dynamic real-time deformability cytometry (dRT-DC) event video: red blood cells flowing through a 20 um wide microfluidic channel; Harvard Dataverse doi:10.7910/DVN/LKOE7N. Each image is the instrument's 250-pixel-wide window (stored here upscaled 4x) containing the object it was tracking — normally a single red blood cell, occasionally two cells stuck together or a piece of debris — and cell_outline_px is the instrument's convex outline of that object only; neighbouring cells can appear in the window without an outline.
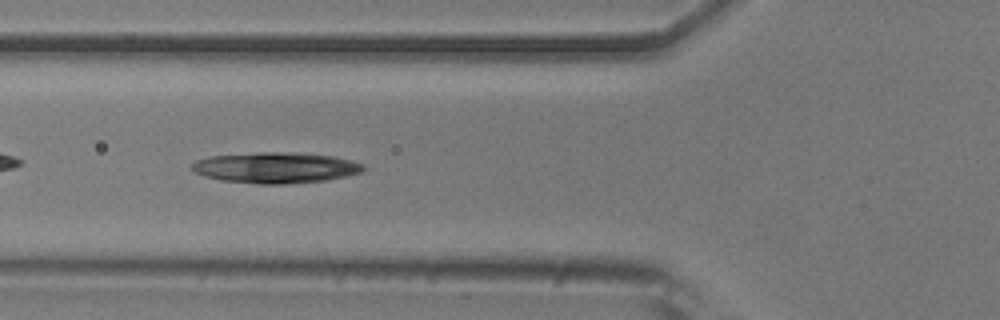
{"species": "common noctule bat (a hibernating species)", "species_latin": "Nyctalus noctula", "temperature_condition": "room temperature", "stored_images_in_passage": 39, "camera_frame_rate_fps": 3000, "um_per_image_px": 0.085, "animal": {"sex": "male", "body_mass_g": 20.5, "forearm_length_mm": 52.5}, "frame": {"image": 1, "passage_image": 5, "time_ms": 1.333, "image_size_px": [1000, 320], "cell_outline_px": [[368, 168], [360, 172], [348, 176], [328, 180], [284, 184], [256, 184], [220, 180], [204, 176], [192, 172], [192, 164], [196, 160], [208, 156], [256, 152], [280, 152], [332, 156], [352, 160], [364, 164]], "centroid_in_image_um": [23.42, 14.26], "position_along_channel_um": 102.4, "area_um2": 31.04}}
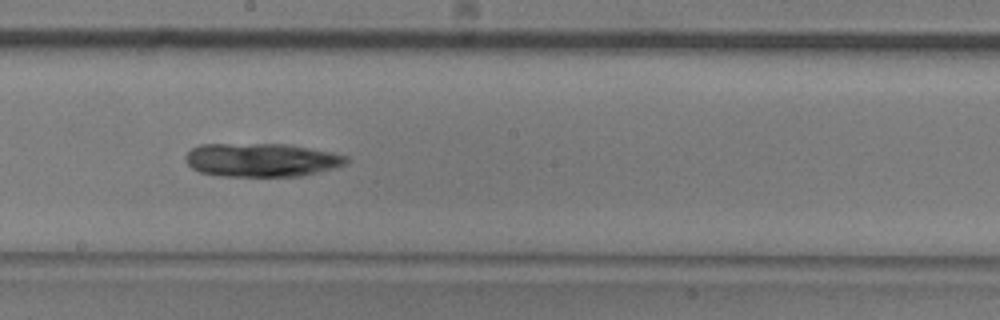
{"frame": {"image": 2, "passage_image": 15, "time_ms": 4.667, "image_size_px": [1000, 320], "cell_outline_px": [[348, 160], [344, 164], [332, 168], [300, 176], [220, 176], [200, 172], [192, 168], [184, 160], [184, 156], [192, 148], [200, 144], [288, 144], [332, 152], [348, 156]], "centroid_in_image_um": [22.18, 13.59], "position_along_channel_um": 226.0, "area_um2": 31.39}}
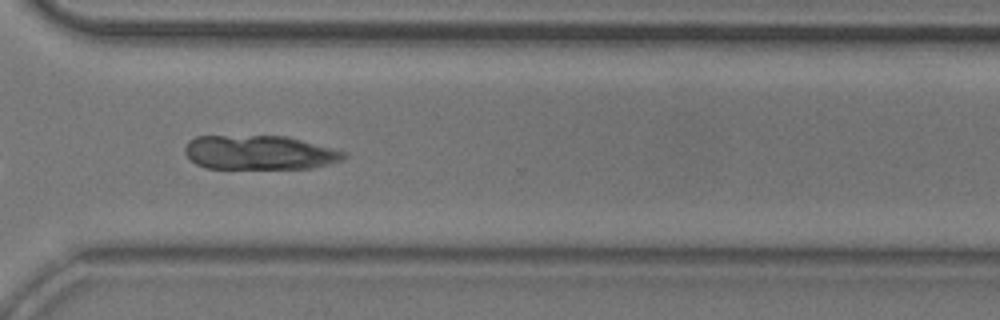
{"frame": {"image": 3, "passage_image": 25, "time_ms": 8.0, "image_size_px": [1000, 320], "cell_outline_px": [[348, 156], [344, 160], [312, 168], [204, 168], [196, 164], [184, 152], [184, 148], [188, 140], [196, 136], [288, 136], [348, 152]], "centroid_in_image_um": [22.08, 12.96], "position_along_channel_um": 348.5, "area_um2": 31.91}}